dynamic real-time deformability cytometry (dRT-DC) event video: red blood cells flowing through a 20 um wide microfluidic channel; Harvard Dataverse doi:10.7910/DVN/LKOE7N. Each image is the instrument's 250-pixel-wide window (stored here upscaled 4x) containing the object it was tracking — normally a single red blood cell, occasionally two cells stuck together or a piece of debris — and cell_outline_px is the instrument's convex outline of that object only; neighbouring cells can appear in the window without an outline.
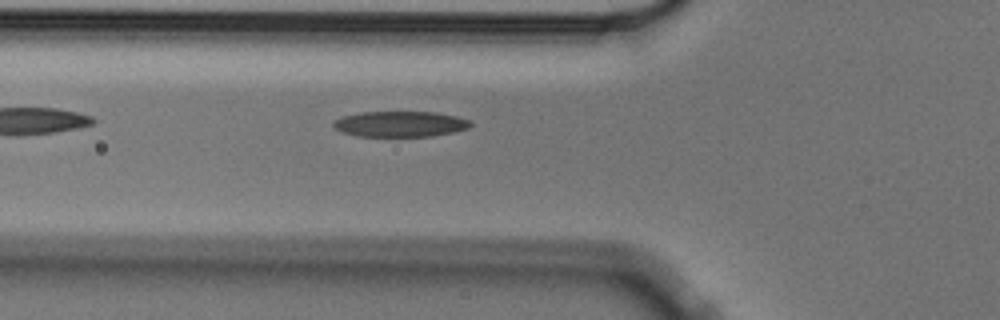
{"species": "Egyptian fruit bat (a non-hibernating species)", "species_latin": "Rousettus aegyptiacus", "temperature_condition": "cold", "stored_images_in_passage": 5, "camera_frame_rate_fps": 3000, "um_per_image_px": 0.085, "animal": {"sex": "male"}, "frame": {"image": 1, "passage_image": 5, "time_ms": 1.333, "image_size_px": [1000, 320], "cell_outline_px": [[472, 124], [468, 128], [456, 132], [432, 136], [356, 136], [332, 128], [332, 120], [344, 116], [360, 112], [436, 112], [456, 116], [472, 120]], "centroid_in_image_um": [34.02, 10.54], "position_along_channel_um": 91.8, "area_um2": 20.69}}